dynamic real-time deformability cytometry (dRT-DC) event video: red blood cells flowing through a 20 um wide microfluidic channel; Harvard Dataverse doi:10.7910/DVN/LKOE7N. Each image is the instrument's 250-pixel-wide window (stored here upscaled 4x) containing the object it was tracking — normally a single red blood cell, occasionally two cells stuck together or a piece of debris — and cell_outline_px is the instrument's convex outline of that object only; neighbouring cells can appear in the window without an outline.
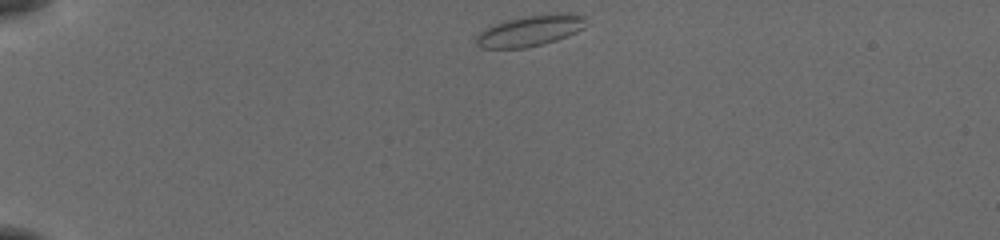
{"species": "common noctule bat (a hibernating species)", "species_latin": "Nyctalus noctula", "temperature_condition": "cold", "stored_images_in_passage": 25, "camera_frame_rate_fps": 3000, "um_per_image_px": 0.085, "animal": {"sex": "female", "body_mass_g": 19.5, "forearm_length_mm": 54.1}, "frame": {"image": 1, "passage_image": 1, "time_ms": 0.0, "image_size_px": [1000, 240], "cell_outline_px": [[584, 28], [576, 32], [556, 40], [544, 44], [524, 48], [480, 48], [476, 44], [476, 36], [484, 28], [504, 20], [524, 16], [556, 12], [568, 12], [584, 16]], "centroid_in_image_um": [45.04, 2.6], "position_along_channel_um": 40.0, "area_um2": 20.0}}
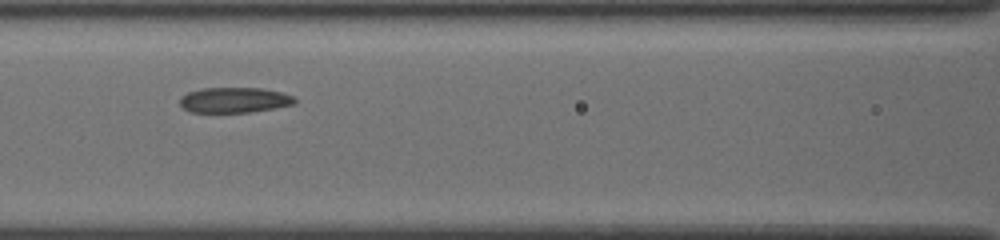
{"frame": {"image": 2, "passage_image": 14, "time_ms": 4.333, "image_size_px": [1000, 240], "cell_outline_px": [[296, 104], [276, 108], [252, 112], [188, 112], [180, 104], [180, 96], [188, 92], [200, 88], [264, 88], [280, 92], [292, 96], [296, 100]], "centroid_in_image_um": [19.92, 8.5], "position_along_channel_um": 146.7, "area_um2": 17.11}}
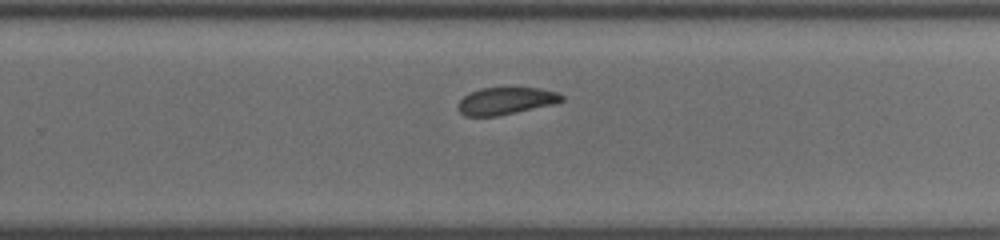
{"frame": {"image": 3, "passage_image": 25, "time_ms": 8.0, "image_size_px": [1000, 240], "cell_outline_px": [[564, 100], [552, 104], [496, 116], [464, 116], [456, 108], [456, 104], [464, 96], [480, 88], [540, 88], [556, 92], [564, 96]], "centroid_in_image_um": [42.95, 8.58], "position_along_channel_um": 286.9, "area_um2": 16.24}}